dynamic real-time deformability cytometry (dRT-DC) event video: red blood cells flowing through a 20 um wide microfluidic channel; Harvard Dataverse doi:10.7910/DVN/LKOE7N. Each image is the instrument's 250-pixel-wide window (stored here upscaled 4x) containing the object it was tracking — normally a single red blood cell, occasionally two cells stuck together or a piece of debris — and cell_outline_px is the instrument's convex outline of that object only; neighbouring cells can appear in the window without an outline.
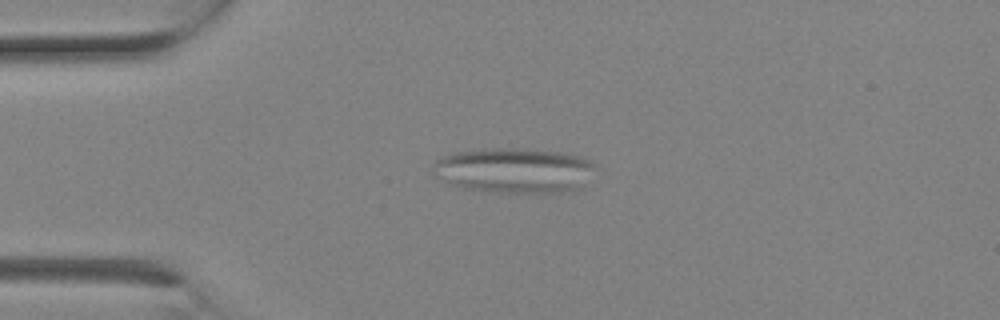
{"species": "Egyptian fruit bat (a non-hibernating species)", "species_latin": "Rousettus aegyptiacus", "temperature_condition": "room temperature", "stored_images_in_passage": 1, "camera_frame_rate_fps": 3000, "um_per_image_px": 0.085, "animal": {"sex": "female"}, "frame": {"image": 1, "passage_image": 1, "time_ms": 0.0, "image_size_px": [1000, 320], "cell_outline_px": [[596, 168], [584, 188], [572, 192], [496, 192], [464, 188], [448, 184], [432, 176], [432, 164], [440, 156], [456, 152], [484, 148], [528, 148], [560, 152], [580, 156], [588, 160]], "centroid_in_image_um": [43.69, 14.48], "position_along_channel_um": 41.3, "area_um2": 43.58}}